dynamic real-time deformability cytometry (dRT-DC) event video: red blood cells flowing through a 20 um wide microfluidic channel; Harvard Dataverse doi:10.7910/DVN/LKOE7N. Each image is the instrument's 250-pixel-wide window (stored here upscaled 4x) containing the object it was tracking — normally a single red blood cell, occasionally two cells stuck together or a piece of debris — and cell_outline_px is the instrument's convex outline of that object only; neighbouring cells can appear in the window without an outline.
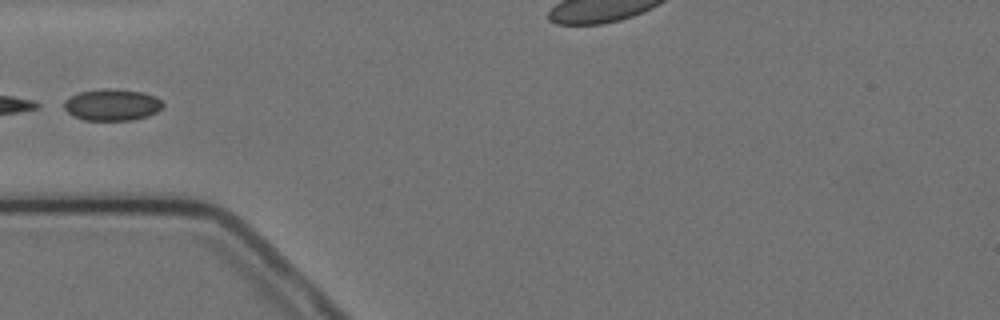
{"species": "Egyptian fruit bat (a non-hibernating species)", "species_latin": "Rousettus aegyptiacus", "temperature_condition": "cold", "stored_images_in_passage": 10, "segment_of_instrument_passage": [1, 2], "camera_frame_rate_fps": 3000, "um_per_image_px": 0.085, "animal": {"sex": "female"}, "frame": {"image": 1, "passage_image": 3, "time_ms": 2.333, "image_size_px": [1000, 320], "cell_outline_px": [[164, 104], [156, 112], [148, 116], [132, 120], [84, 120], [72, 116], [64, 108], [64, 100], [80, 92], [104, 88], [112, 88], [144, 92], [156, 96]], "centroid_in_image_um": [9.53, 8.9], "position_along_channel_um": 75.5, "area_um2": 18.26}}
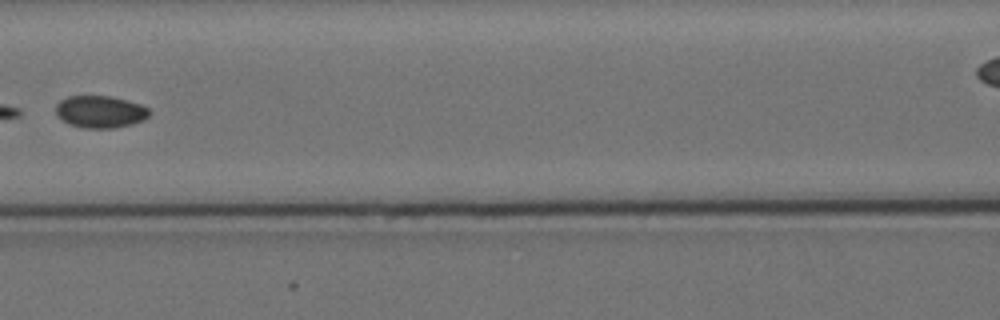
{"frame": {"image": 2, "passage_image": 5, "time_ms": 4.667, "image_size_px": [1000, 320], "cell_outline_px": [[152, 112], [144, 120], [132, 124], [116, 128], [84, 128], [68, 124], [56, 116], [56, 104], [60, 100], [68, 96], [108, 96], [128, 100], [140, 104], [148, 108]], "centroid_in_image_um": [8.52, 9.5], "position_along_channel_um": 158.1, "area_um2": 17.74}}
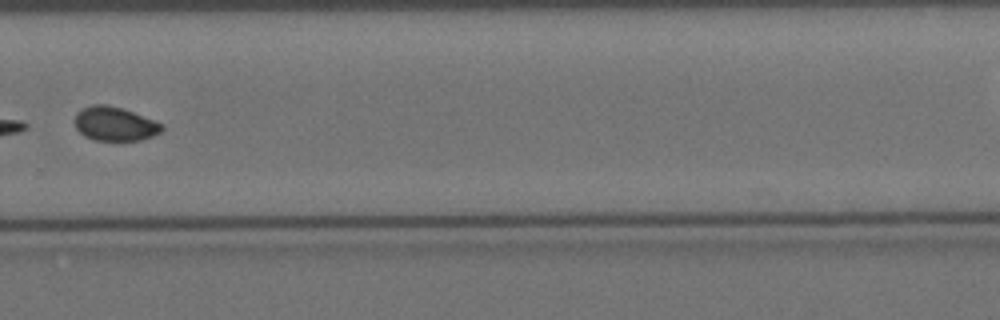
{"frame": {"image": 3, "passage_image": 9, "time_ms": 9.333, "image_size_px": [1000, 320], "cell_outline_px": [[164, 128], [160, 132], [152, 136], [140, 140], [96, 140], [84, 136], [76, 128], [72, 120], [76, 112], [80, 108], [92, 104], [108, 104], [132, 112], [164, 124]], "centroid_in_image_um": [9.7, 10.51], "position_along_channel_um": 320.1, "area_um2": 17.4}}